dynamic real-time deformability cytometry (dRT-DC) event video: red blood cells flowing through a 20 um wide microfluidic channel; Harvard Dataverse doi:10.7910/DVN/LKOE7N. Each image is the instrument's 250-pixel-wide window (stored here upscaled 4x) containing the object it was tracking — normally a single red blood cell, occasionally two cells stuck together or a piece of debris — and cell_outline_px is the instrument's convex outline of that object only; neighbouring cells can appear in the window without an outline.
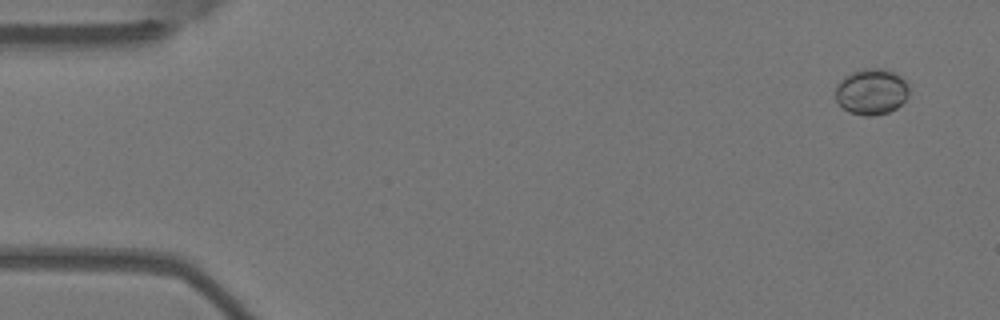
{"species": "Egyptian fruit bat (a non-hibernating species)", "species_latin": "Rousettus aegyptiacus", "temperature_condition": "warm", "stored_images_in_passage": 4, "camera_frame_rate_fps": 3000, "um_per_image_px": 0.085, "animal": {"sex": "female"}, "frame": {"image": 1, "passage_image": 1, "time_ms": 0.0, "image_size_px": [1000, 320], "cell_outline_px": [[908, 96], [896, 108], [888, 112], [872, 116], [864, 116], [848, 112], [836, 100], [836, 84], [844, 76], [852, 72], [864, 68], [880, 68], [892, 72], [900, 76], [908, 84]], "centroid_in_image_um": [74.05, 7.79], "position_along_channel_um": 10.9, "area_um2": 19.65}}
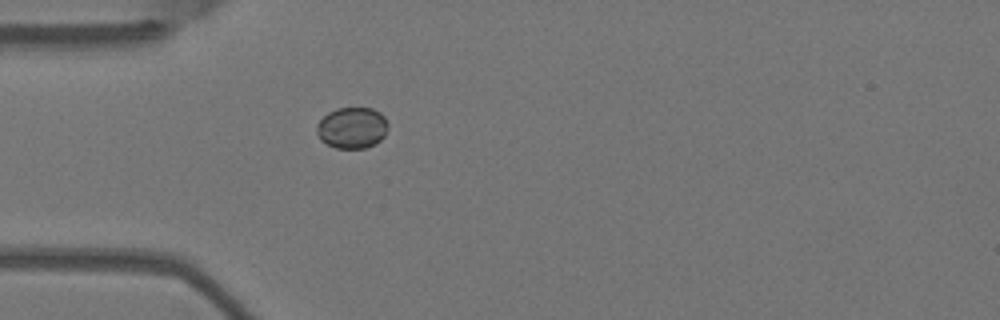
{"frame": {"image": 2, "passage_image": 4, "time_ms": 1.0, "image_size_px": [1000, 320], "cell_outline_px": [[388, 128], [384, 136], [380, 140], [364, 148], [336, 148], [320, 140], [316, 132], [316, 124], [328, 112], [336, 108], [372, 108], [380, 112], [384, 116], [388, 124]], "centroid_in_image_um": [29.91, 10.85], "position_along_channel_um": 55.1, "area_um2": 17.17}}